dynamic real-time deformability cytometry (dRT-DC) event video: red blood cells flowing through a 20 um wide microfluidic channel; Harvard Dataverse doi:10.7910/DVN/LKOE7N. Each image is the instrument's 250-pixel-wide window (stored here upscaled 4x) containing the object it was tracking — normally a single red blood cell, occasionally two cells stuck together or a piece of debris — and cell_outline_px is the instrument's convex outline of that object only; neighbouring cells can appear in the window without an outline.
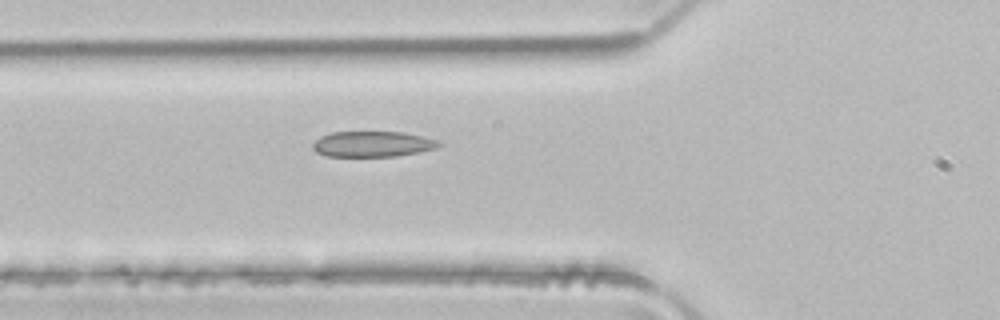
{"species": "common noctule bat (a hibernating species)", "species_latin": "Nyctalus noctula", "temperature_condition": "room temperature", "stored_images_in_passage": 6, "camera_frame_rate_fps": 3000, "um_per_image_px": 0.085, "animal": {"sex": "male", "body_mass_g": 21.5, "forearm_length_mm": 52.0}, "frame": {"image": 1, "passage_image": 6, "time_ms": 1.667, "image_size_px": [1000, 320], "cell_outline_px": [[444, 144], [436, 148], [420, 152], [396, 156], [328, 156], [316, 152], [312, 148], [312, 144], [320, 136], [332, 132], [404, 132], [424, 136], [440, 140]], "centroid_in_image_um": [31.72, 12.24], "position_along_channel_um": 94.1, "area_um2": 19.02}}